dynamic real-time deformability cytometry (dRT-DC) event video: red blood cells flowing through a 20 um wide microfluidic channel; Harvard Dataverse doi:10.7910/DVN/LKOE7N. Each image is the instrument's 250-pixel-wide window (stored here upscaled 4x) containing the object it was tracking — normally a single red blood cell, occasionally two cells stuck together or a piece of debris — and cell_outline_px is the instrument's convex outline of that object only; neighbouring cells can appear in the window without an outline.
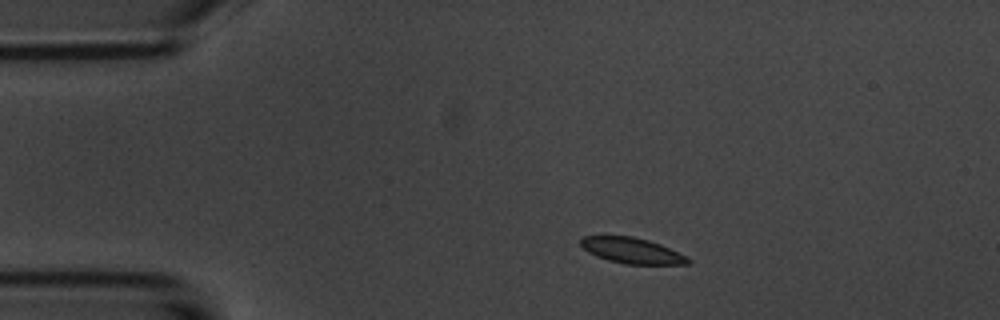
{"species": "common noctule bat (a hibernating species)", "species_latin": "Nyctalus noctula", "temperature_condition": "room temperature", "stored_images_in_passage": 3, "camera_frame_rate_fps": 3000, "um_per_image_px": 0.085, "animal": {"sex": "male", "body_mass_g": 20.1, "forearm_length_mm": 53.5}, "frame": {"image": 1, "passage_image": 1, "time_ms": 0.0, "image_size_px": [1000, 320], "cell_outline_px": [[692, 260], [688, 264], [624, 264], [608, 260], [596, 256], [588, 252], [580, 244], [580, 240], [584, 236], [632, 236], [648, 240], [660, 244], [688, 256]], "centroid_in_image_um": [53.73, 21.3], "position_along_channel_um": 31.3, "area_um2": 16.07}}